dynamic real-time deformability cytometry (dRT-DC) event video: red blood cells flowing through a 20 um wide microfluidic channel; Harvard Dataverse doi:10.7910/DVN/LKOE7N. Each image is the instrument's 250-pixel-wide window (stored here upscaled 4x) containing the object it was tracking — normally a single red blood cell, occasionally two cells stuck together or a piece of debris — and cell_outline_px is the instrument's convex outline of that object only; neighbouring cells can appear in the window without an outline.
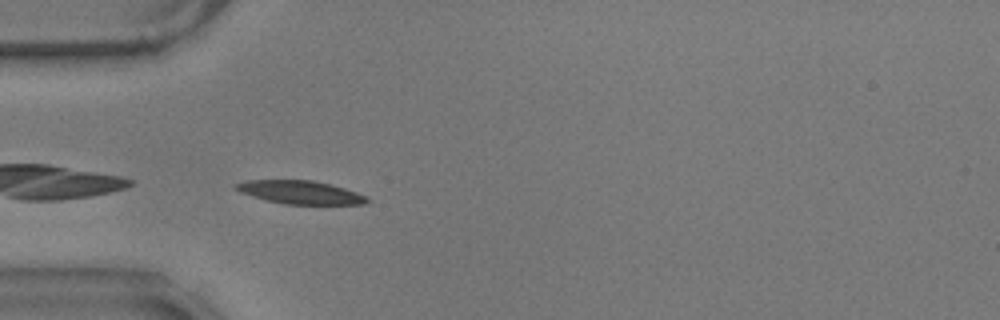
{"species": "common noctule bat (a hibernating species)", "species_latin": "Nyctalus noctula", "temperature_condition": "warm", "stored_images_in_passage": 34, "camera_frame_rate_fps": 3000, "um_per_image_px": 0.085, "animal": {"sex": "male", "body_mass_g": 17.9}, "frame": {"image": 1, "passage_image": 1, "time_ms": 0.0, "image_size_px": [1000, 320], "cell_outline_px": [[372, 200], [368, 204], [284, 204], [252, 196], [240, 192], [232, 188], [232, 184], [244, 180], [312, 180], [344, 188], [368, 196]], "centroid_in_image_um": [25.51, 16.34], "position_along_channel_um": 59.5, "area_um2": 17.92}}
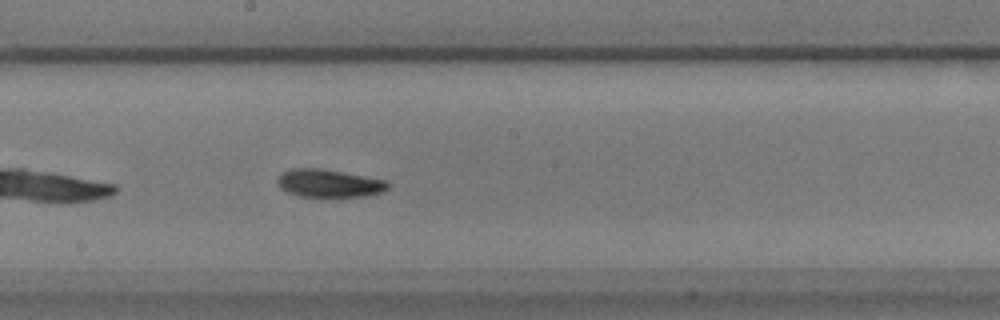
{"frame": {"image": 2, "passage_image": 15, "time_ms": 4.667, "image_size_px": [1000, 320], "cell_outline_px": [[388, 188], [380, 192], [364, 196], [300, 196], [288, 192], [280, 188], [276, 180], [284, 172], [292, 168], [320, 168], [388, 180]], "centroid_in_image_um": [27.96, 15.57], "position_along_channel_um": 220.2, "area_um2": 17.69}, "authors_computed_cell_mechanics": {"area_um2": 17.7446, "velocity_mm_per_s": 3.5081, "shape_relaxation_time_tau1_ms": 2.7233, "shape_relaxation_time_tau2_ms": 5.2028, "deformation_change_tau1": 0.1145, "deformation_change_tau2": 0.1058}}